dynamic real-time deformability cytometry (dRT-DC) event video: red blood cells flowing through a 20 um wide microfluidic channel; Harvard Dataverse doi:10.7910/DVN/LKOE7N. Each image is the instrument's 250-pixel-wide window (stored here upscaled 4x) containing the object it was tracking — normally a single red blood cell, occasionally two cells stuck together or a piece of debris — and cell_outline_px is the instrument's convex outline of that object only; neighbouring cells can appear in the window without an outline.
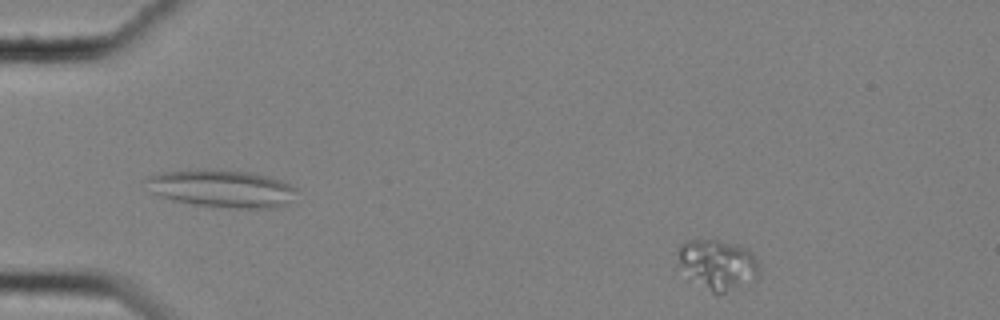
{"species": "common noctule bat (a hibernating species)", "species_latin": "Nyctalus noctula", "temperature_condition": "cold", "stored_images_in_passage": 53, "camera_frame_rate_fps": 3000, "um_per_image_px": 0.085, "animal": {"sex": "female", "body_mass_g": 25.1}, "frame": {"image": 1, "passage_image": 2, "time_ms": 0.333, "image_size_px": [1000, 320], "cell_outline_px": [[760, 272], [756, 276], [740, 288], [720, 296], [716, 296], [688, 280], [676, 268], [680, 244], [684, 240], [716, 240], [736, 244], [748, 248], [752, 252], [760, 268]], "centroid_in_image_um": [60.93, 22.54], "position_along_channel_um": 24.1, "area_um2": 24.85}}
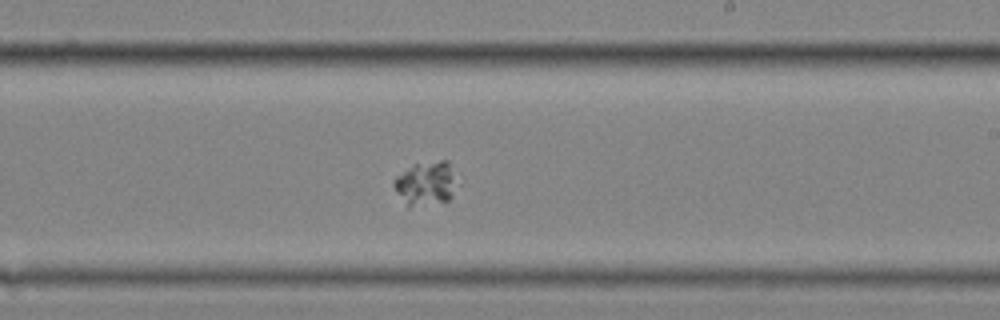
{"frame": {"image": 2, "passage_image": 30, "time_ms": 9.667, "image_size_px": [1000, 320], "cell_outline_px": [[464, 180], [452, 196], [448, 200], [408, 208], [396, 192], [392, 184], [396, 176], [416, 164], [440, 160], [448, 160], [464, 176]], "centroid_in_image_um": [36.38, 15.57], "position_along_channel_um": 252.6, "area_um2": 17.22}}
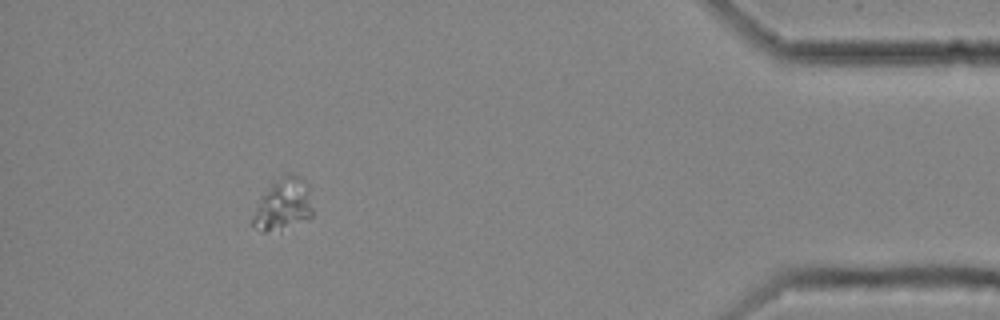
{"frame": {"image": 3, "passage_image": 48, "time_ms": 15.667, "image_size_px": [1000, 320], "cell_outline_px": [[312, 216], [264, 232], [256, 228], [252, 224], [252, 216], [260, 196], [272, 180], [288, 172], [300, 176], [308, 184], [312, 208]], "centroid_in_image_um": [24.04, 17.26], "position_along_channel_um": 411.2, "area_um2": 17.8}}